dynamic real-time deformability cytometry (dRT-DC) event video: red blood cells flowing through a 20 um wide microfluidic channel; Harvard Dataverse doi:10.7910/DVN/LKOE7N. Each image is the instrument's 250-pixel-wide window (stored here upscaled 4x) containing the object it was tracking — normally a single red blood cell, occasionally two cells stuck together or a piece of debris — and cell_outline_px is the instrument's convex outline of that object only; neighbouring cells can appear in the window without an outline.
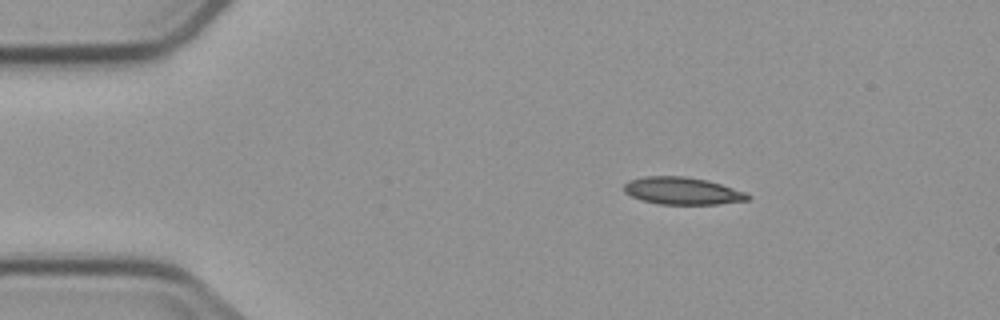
{"species": "common noctule bat (a hibernating species)", "species_latin": "Nyctalus noctula", "temperature_condition": "cold", "stored_images_in_passage": 3, "camera_frame_rate_fps": 3000, "um_per_image_px": 0.085, "animal": {"sex": "male", "body_mass_g": 23.1, "forearm_length_mm": 52.7}, "frame": {"image": 1, "passage_image": 1, "time_ms": 0.0, "image_size_px": [1000, 320], "cell_outline_px": [[752, 196], [748, 200], [716, 204], [660, 204], [640, 200], [624, 192], [624, 184], [628, 180], [644, 176], [684, 176], [708, 180], [748, 192]], "centroid_in_image_um": [58.01, 16.22], "position_along_channel_um": 27.0, "area_um2": 19.88}}